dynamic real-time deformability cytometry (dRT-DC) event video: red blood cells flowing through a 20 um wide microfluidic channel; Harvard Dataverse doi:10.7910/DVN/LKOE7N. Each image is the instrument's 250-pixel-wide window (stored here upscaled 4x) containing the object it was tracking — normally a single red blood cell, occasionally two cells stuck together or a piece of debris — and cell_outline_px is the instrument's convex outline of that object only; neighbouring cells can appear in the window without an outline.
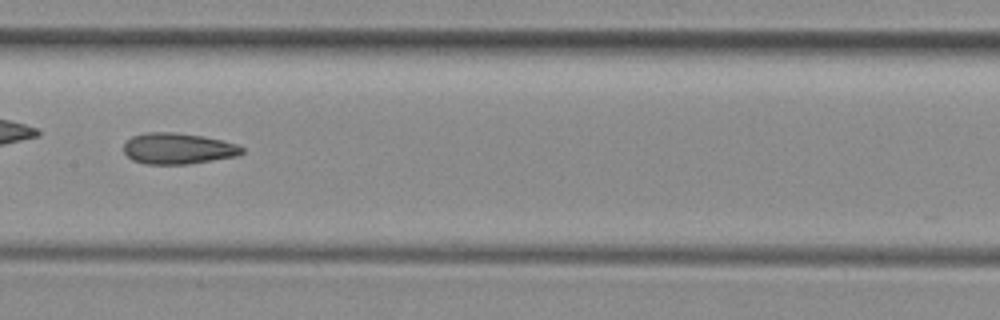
{"species": "common noctule bat (a hibernating species)", "species_latin": "Nyctalus noctula", "temperature_condition": "room temperature", "stored_images_in_passage": 34, "camera_frame_rate_fps": 3000, "um_per_image_px": 0.085, "animal": {"sex": "female", "body_mass_g": 29.2, "forearm_length_mm": 56.3}, "frame": {"image": 1, "passage_image": 10, "time_ms": 3.0, "image_size_px": [1000, 320], "cell_outline_px": [[244, 152], [236, 156], [188, 164], [148, 164], [132, 160], [124, 152], [124, 144], [132, 136], [144, 132], [176, 132], [204, 136], [236, 144], [244, 148]], "centroid_in_image_um": [15.11, 12.62], "position_along_channel_um": 192.3, "area_um2": 21.39}}